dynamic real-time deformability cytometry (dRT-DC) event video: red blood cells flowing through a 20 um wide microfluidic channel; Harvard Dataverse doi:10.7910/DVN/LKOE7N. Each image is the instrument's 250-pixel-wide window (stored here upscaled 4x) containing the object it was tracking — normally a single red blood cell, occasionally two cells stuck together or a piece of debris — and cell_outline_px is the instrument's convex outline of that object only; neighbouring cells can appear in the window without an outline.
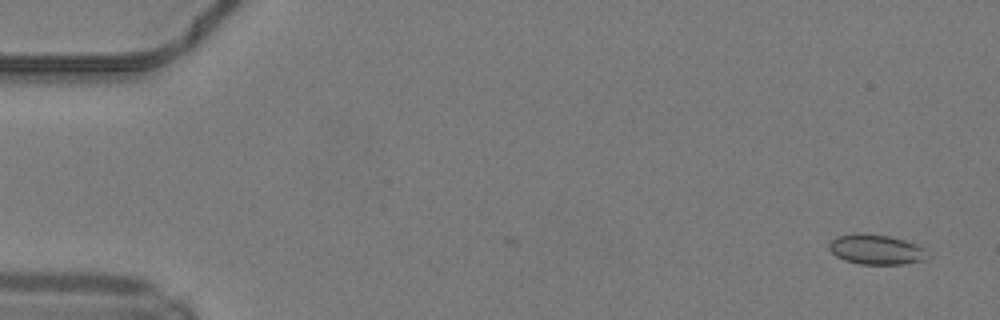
{"species": "common noctule bat (a hibernating species)", "species_latin": "Nyctalus noctula", "temperature_condition": "warm", "stored_images_in_passage": 3, "camera_frame_rate_fps": 3000, "um_per_image_px": 0.085, "animal": {"sex": "male", "body_mass_g": 19.2, "forearm_length_mm": 51.8}, "frame": {"image": 1, "passage_image": 3, "time_ms": 0.667, "image_size_px": [1000, 320], "cell_outline_px": [[924, 260], [904, 264], [860, 264], [844, 260], [836, 256], [828, 248], [828, 244], [836, 236], [888, 236], [904, 240], [916, 244], [924, 248]], "centroid_in_image_um": [74.46, 21.25], "position_along_channel_um": 10.5, "area_um2": 16.3}}